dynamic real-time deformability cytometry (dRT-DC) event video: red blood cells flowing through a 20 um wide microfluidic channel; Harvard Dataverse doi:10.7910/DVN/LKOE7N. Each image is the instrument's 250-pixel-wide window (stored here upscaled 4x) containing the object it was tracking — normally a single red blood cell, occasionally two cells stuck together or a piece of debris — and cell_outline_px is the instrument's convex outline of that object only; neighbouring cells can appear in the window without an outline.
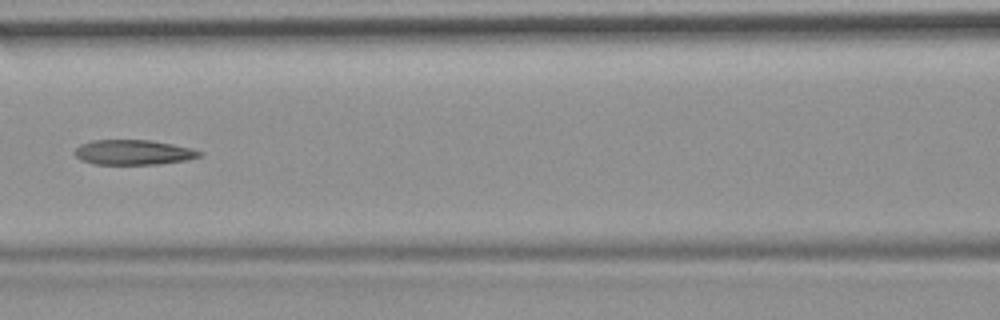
{"species": "common noctule bat (a hibernating species)", "species_latin": "Nyctalus noctula", "temperature_condition": "room temperature", "stored_images_in_passage": 6, "camera_frame_rate_fps": 3000, "um_per_image_px": 0.085, "animal": {"sex": "female", "body_mass_g": 19.9}, "frame": {"image": 1, "passage_image": 6, "time_ms": 6.333, "image_size_px": [1000, 320], "cell_outline_px": [[204, 152], [200, 156], [188, 160], [160, 164], [92, 164], [80, 160], [72, 152], [80, 144], [92, 140], [148, 140], [172, 144], [192, 148]], "centroid_in_image_um": [11.32, 12.95], "position_along_channel_um": 155.3, "area_um2": 18.32}}